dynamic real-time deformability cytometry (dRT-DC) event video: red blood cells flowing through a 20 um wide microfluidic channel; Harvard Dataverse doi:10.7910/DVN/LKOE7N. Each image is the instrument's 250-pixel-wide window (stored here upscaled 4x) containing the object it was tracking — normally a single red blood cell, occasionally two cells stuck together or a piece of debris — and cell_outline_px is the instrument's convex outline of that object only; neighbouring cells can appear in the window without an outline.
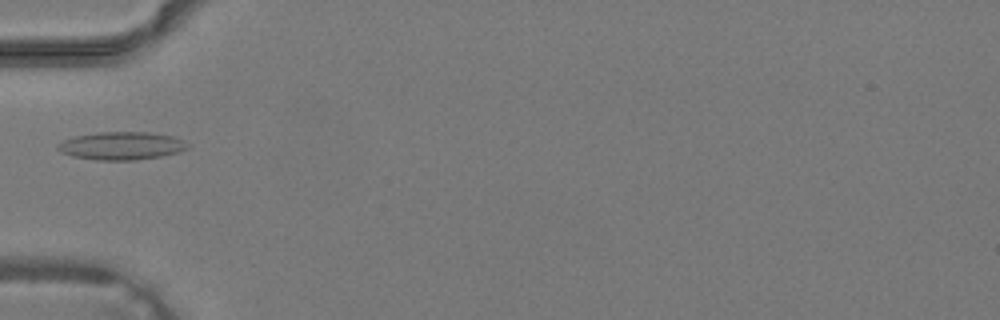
{"species": "common noctule bat (a hibernating species)", "species_latin": "Nyctalus noctula", "temperature_condition": "warm", "stored_images_in_passage": 26, "camera_frame_rate_fps": 3000, "um_per_image_px": 0.085, "animal": {"sex": "male", "body_mass_g": 19.2, "forearm_length_mm": 51.8}, "frame": {"image": 1, "passage_image": 1, "time_ms": 0.0, "image_size_px": [1000, 320], "cell_outline_px": [[192, 144], [188, 148], [176, 152], [160, 156], [136, 160], [96, 160], [72, 156], [60, 152], [56, 148], [56, 144], [64, 140], [76, 136], [100, 132], [148, 132], [172, 136], [184, 140]], "centroid_in_image_um": [10.33, 12.39], "position_along_channel_um": 74.7, "area_um2": 21.15}}
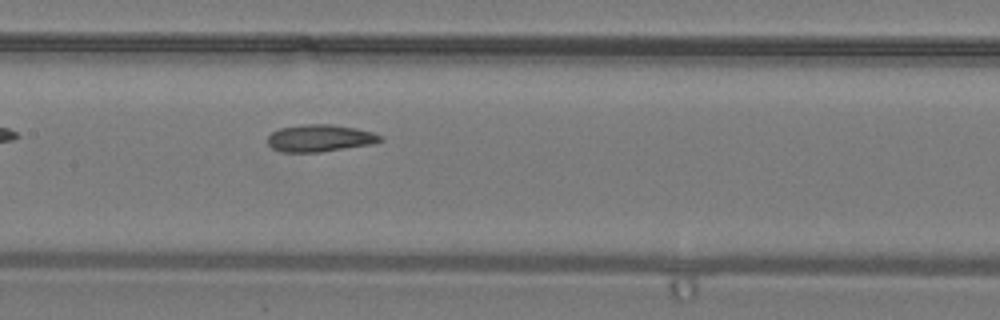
{"frame": {"image": 2, "passage_image": 7, "time_ms": 2.0, "image_size_px": [1000, 320], "cell_outline_px": [[384, 140], [372, 144], [320, 152], [280, 152], [272, 148], [268, 144], [268, 136], [272, 132], [280, 128], [304, 124], [332, 124], [356, 128], [372, 132], [380, 136]], "centroid_in_image_um": [27.17, 11.74], "position_along_channel_um": 180.2, "area_um2": 17.8}}
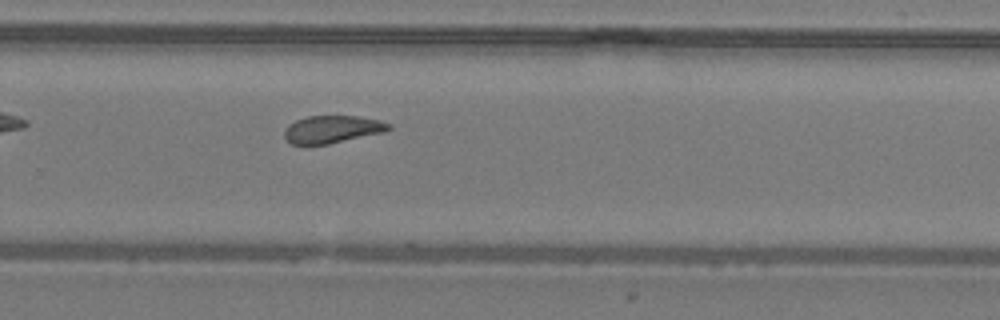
{"frame": {"image": 3, "passage_image": 14, "time_ms": 4.333, "image_size_px": [1000, 320], "cell_outline_px": [[392, 128], [388, 132], [328, 144], [292, 144], [284, 136], [284, 128], [288, 124], [296, 120], [308, 116], [356, 116], [380, 120], [392, 124]], "centroid_in_image_um": [28.3, 10.99], "position_along_channel_um": 301.5, "area_um2": 16.94}}